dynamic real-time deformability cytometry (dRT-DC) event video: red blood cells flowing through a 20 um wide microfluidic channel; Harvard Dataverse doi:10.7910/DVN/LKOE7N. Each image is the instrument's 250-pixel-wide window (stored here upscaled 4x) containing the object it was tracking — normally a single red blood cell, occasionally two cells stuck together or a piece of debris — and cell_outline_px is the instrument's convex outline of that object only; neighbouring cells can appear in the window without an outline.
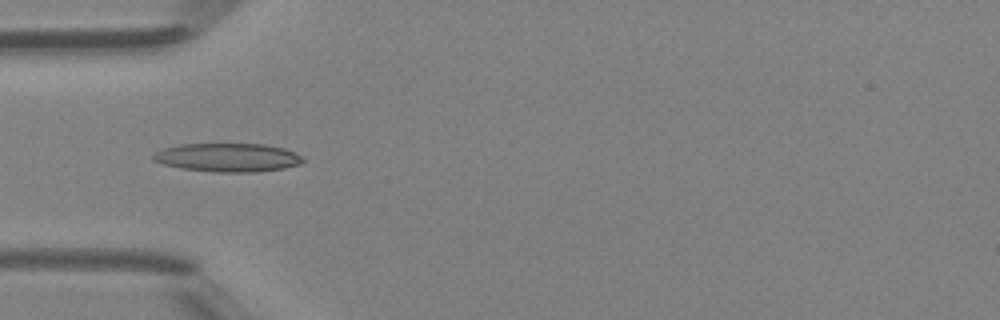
{"species": "Egyptian fruit bat (a non-hibernating species)", "species_latin": "Rousettus aegyptiacus", "temperature_condition": "room temperature", "stored_images_in_passage": 33, "camera_frame_rate_fps": 3000, "um_per_image_px": 0.085, "animal": {"sex": "female"}, "frame": {"image": 1, "passage_image": 1, "time_ms": 0.0, "image_size_px": [1000, 320], "cell_outline_px": [[304, 160], [300, 164], [284, 168], [256, 172], [216, 172], [180, 168], [164, 164], [152, 160], [152, 156], [156, 152], [164, 148], [180, 144], [268, 144], [284, 148], [300, 156]], "centroid_in_image_um": [19.35, 13.38], "position_along_channel_um": 65.7, "area_um2": 24.85}}
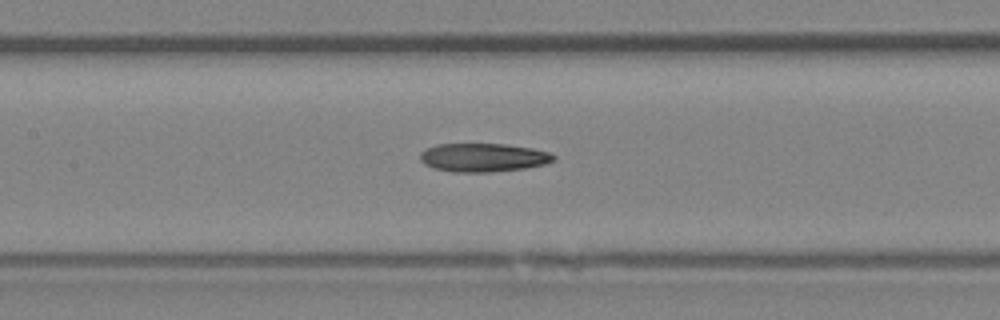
{"frame": {"image": 2, "passage_image": 8, "time_ms": 2.333, "image_size_px": [1000, 320], "cell_outline_px": [[556, 160], [544, 164], [524, 168], [492, 172], [452, 172], [432, 168], [424, 164], [420, 160], [420, 152], [436, 144], [504, 144], [532, 148], [548, 152], [556, 156]], "centroid_in_image_um": [41.06, 13.39], "position_along_channel_um": 166.3, "area_um2": 22.25}}
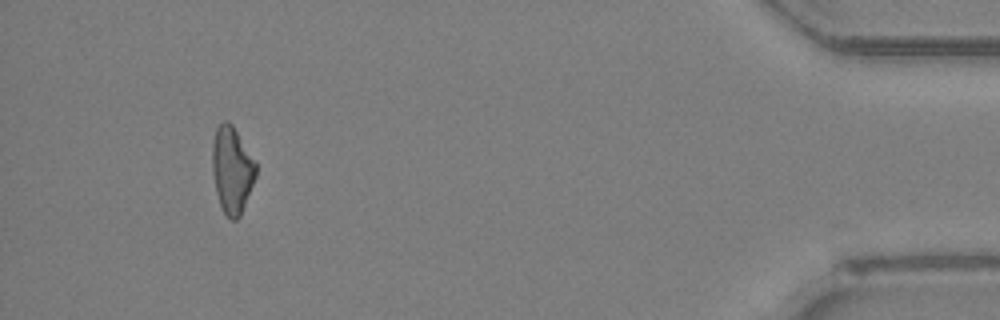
{"frame": {"image": 3, "passage_image": 30, "time_ms": 9.667, "image_size_px": [1000, 320], "cell_outline_px": [[256, 176], [240, 216], [236, 220], [228, 220], [220, 204], [216, 192], [212, 172], [212, 144], [216, 128], [224, 120], [228, 120], [232, 124], [256, 160]], "centroid_in_image_um": [19.72, 14.42], "position_along_channel_um": 415.5, "area_um2": 22.2}, "authors_computed_cell_mechanics": {"area_um2": 21.9062, "velocity_mm_per_s": 4.3489, "shape_relaxation_time_tau1_ms": null, "shape_relaxation_time_tau2_ms": 3.6925, "deformation_change_tau1": null, "deformation_change_tau2": 0.1414}}